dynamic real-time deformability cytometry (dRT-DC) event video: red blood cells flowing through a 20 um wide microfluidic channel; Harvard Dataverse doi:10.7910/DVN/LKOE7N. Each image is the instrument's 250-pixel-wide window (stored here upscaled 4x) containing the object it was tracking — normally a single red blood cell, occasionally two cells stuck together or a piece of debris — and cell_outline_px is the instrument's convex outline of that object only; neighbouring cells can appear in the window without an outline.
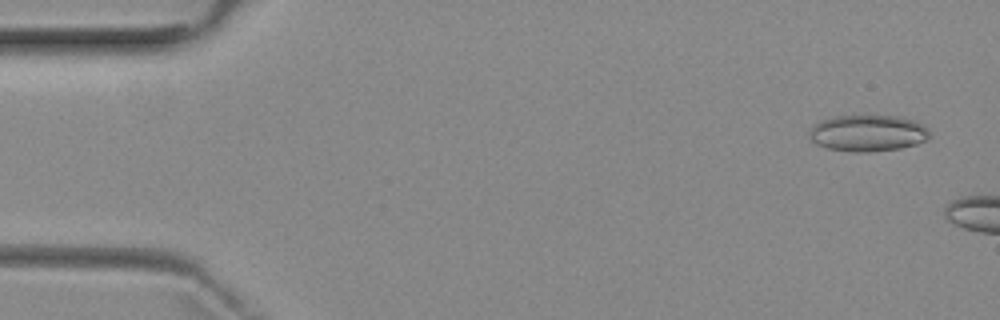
{"species": "common noctule bat (a hibernating species)", "species_latin": "Nyctalus noctula", "temperature_condition": "room temperature", "stored_images_in_passage": 2, "camera_frame_rate_fps": 3000, "um_per_image_px": 0.085, "animal": {"sex": "female", "body_mass_g": 29.2, "forearm_length_mm": 56.3}, "frame": {"image": 1, "passage_image": 1, "time_ms": 0.0, "image_size_px": [1000, 320], "cell_outline_px": [[932, 136], [928, 140], [916, 144], [900, 148], [868, 152], [852, 152], [828, 148], [816, 144], [808, 136], [808, 132], [820, 120], [832, 116], [904, 116], [916, 120], [924, 124], [928, 128]], "centroid_in_image_um": [73.82, 11.31], "position_along_channel_um": 11.2, "area_um2": 25.95}}